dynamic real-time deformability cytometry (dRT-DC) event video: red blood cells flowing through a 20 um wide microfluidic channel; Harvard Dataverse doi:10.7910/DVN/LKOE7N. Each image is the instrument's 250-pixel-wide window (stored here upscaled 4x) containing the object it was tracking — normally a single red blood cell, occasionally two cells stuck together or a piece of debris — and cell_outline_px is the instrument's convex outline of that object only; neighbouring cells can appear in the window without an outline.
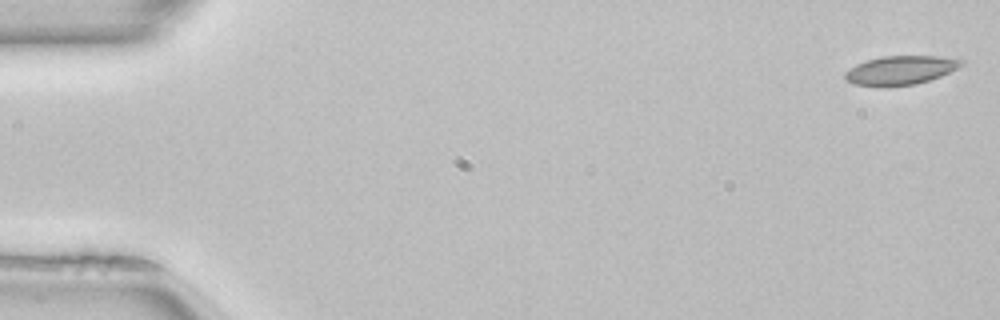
{"species": "common noctule bat (a hibernating species)", "species_latin": "Nyctalus noctula", "temperature_condition": "room temperature", "stored_images_in_passage": 51, "camera_frame_rate_fps": 3000, "um_per_image_px": 0.085, "animal": {"sex": "female", "body_mass_g": 22.7, "forearm_length_mm": 54.2}, "frame": {"image": 1, "passage_image": 1, "time_ms": 0.0, "image_size_px": [1000, 320], "cell_outline_px": [[964, 64], [940, 76], [916, 84], [852, 84], [844, 80], [844, 72], [856, 64], [880, 56], [936, 56], [964, 60]], "centroid_in_image_um": [76.53, 5.93], "position_along_channel_um": 8.5, "area_um2": 18.9}}
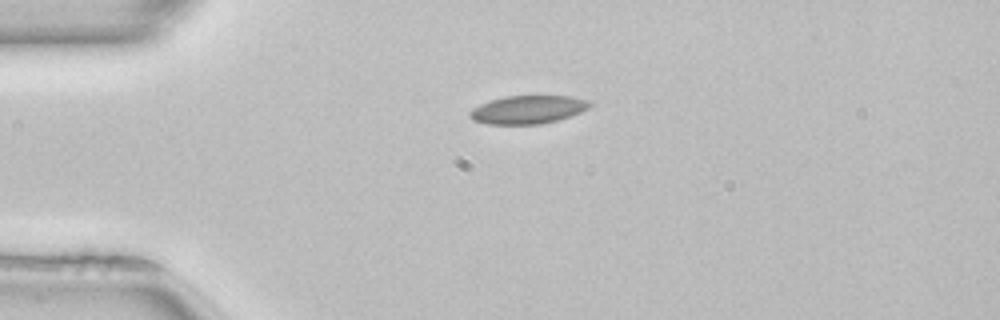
{"frame": {"image": 2, "passage_image": 12, "time_ms": 3.667, "image_size_px": [1000, 320], "cell_outline_px": [[592, 104], [588, 108], [580, 112], [556, 120], [540, 124], [488, 124], [472, 120], [468, 116], [468, 112], [472, 108], [480, 104], [504, 96], [568, 96], [588, 100]], "centroid_in_image_um": [44.82, 9.32], "position_along_channel_um": 40.2, "area_um2": 19.59}}
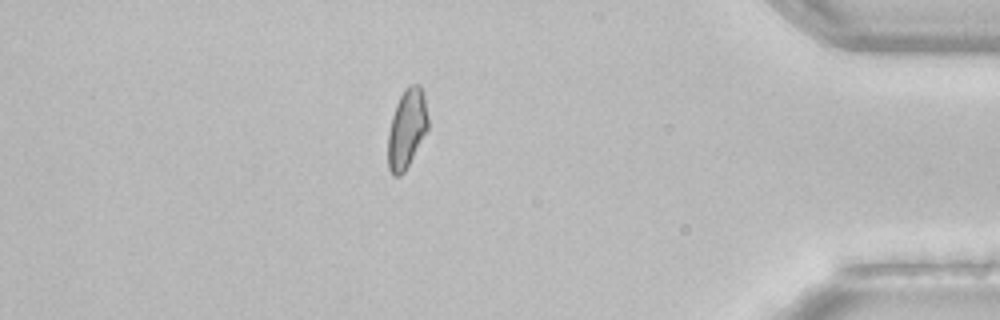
{"frame": {"image": 3, "passage_image": 44, "time_ms": 14.333, "image_size_px": [1000, 320], "cell_outline_px": [[428, 128], [404, 172], [400, 176], [392, 176], [388, 168], [388, 132], [392, 116], [396, 104], [404, 88], [408, 84], [420, 84], [424, 96], [428, 116]], "centroid_in_image_um": [34.56, 10.92], "position_along_channel_um": 400.6, "area_um2": 18.44}, "authors_computed_cell_mechanics": {"area_um2": 19.0162, "velocity_mm_per_s": 4.0371, "shape_relaxation_time_tau1_ms": null, "shape_relaxation_time_tau2_ms": 4.2491, "deformation_change_tau1": null, "deformation_change_tau2": 0.0616}}